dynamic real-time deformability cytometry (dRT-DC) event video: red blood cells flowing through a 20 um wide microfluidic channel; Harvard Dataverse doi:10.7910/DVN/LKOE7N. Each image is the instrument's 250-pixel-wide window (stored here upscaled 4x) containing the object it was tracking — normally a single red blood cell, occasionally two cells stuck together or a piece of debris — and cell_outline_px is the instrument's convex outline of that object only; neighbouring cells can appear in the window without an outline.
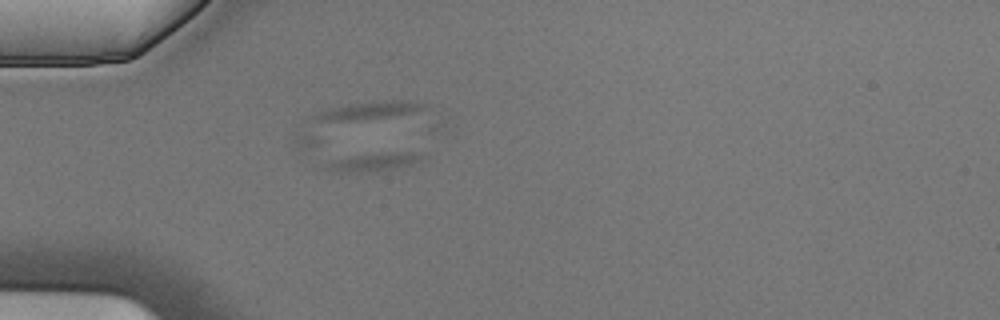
{"species": "Egyptian fruit bat (a non-hibernating species)", "species_latin": "Rousettus aegyptiacus", "temperature_condition": "cold", "stored_images_in_passage": 4, "camera_frame_rate_fps": 3000, "um_per_image_px": 0.085, "animal": {"sex": "male"}, "frame": {"image": 1, "passage_image": 4, "time_ms": 1.0, "image_size_px": [1000, 320], "cell_outline_px": [[428, 160], [396, 168], [360, 172], [328, 172], [320, 168], [320, 164], [332, 160], [380, 152], [428, 152]], "centroid_in_image_um": [31.82, 13.76], "position_along_channel_um": 53.2, "area_um2": 10.87}}